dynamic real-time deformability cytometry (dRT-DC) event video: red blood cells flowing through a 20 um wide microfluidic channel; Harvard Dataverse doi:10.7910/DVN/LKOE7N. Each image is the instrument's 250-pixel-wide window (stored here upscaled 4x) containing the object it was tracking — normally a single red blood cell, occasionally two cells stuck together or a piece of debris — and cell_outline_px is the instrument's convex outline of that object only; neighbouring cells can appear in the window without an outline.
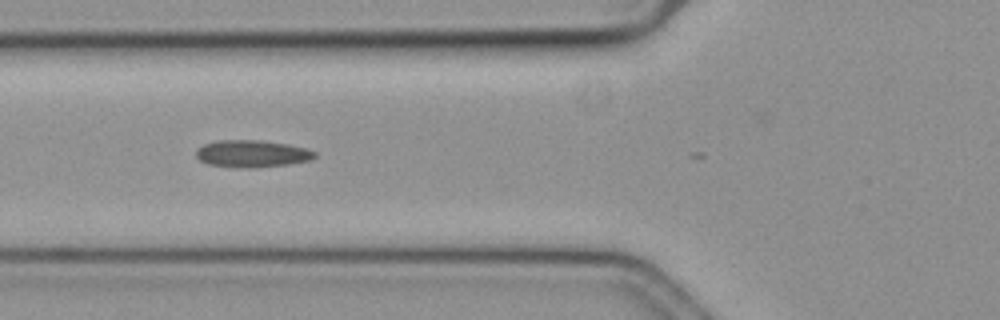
{"species": "common noctule bat (a hibernating species)", "species_latin": "Nyctalus noctula", "temperature_condition": "cold", "stored_images_in_passage": 16, "camera_frame_rate_fps": 3000, "um_per_image_px": 0.085, "animal": {"sex": "female", "body_mass_g": 19.3, "forearm_length_mm": 54.1}, "frame": {"image": 1, "passage_image": 7, "time_ms": 2.0, "image_size_px": [1000, 320], "cell_outline_px": [[316, 156], [312, 160], [288, 164], [248, 168], [236, 168], [208, 164], [200, 160], [196, 156], [196, 148], [204, 144], [216, 140], [260, 140], [288, 144], [308, 148], [316, 152]], "centroid_in_image_um": [21.42, 13.06], "position_along_channel_um": 104.4, "area_um2": 18.96}}
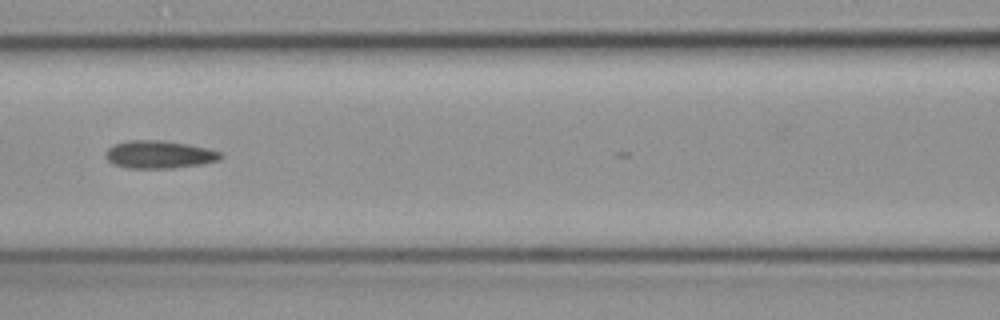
{"frame": {"image": 2, "passage_image": 11, "time_ms": 3.333, "image_size_px": [1000, 320], "cell_outline_px": [[224, 156], [220, 160], [200, 164], [172, 168], [128, 168], [112, 164], [104, 156], [108, 148], [112, 144], [128, 140], [160, 140], [188, 144], [208, 148], [220, 152]], "centroid_in_image_um": [13.51, 13.13], "position_along_channel_um": 153.1, "area_um2": 18.73}}